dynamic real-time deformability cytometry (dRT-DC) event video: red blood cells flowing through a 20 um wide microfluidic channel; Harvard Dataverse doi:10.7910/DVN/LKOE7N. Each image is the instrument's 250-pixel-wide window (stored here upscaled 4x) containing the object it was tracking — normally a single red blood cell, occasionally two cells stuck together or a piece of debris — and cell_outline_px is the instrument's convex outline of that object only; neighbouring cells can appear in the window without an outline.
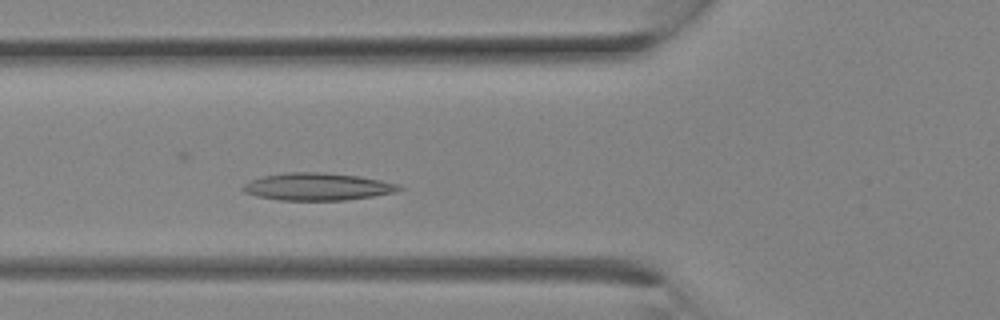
{"species": "Egyptian fruit bat (a non-hibernating species)", "species_latin": "Rousettus aegyptiacus", "temperature_condition": "room temperature", "stored_images_in_passage": 7, "camera_frame_rate_fps": 3000, "um_per_image_px": 0.085, "animal": {"sex": "female"}, "frame": {"image": 1, "passage_image": 7, "time_ms": 2.0, "image_size_px": [1000, 320], "cell_outline_px": [[404, 188], [396, 192], [372, 196], [344, 200], [276, 200], [256, 196], [244, 192], [240, 188], [244, 184], [252, 180], [264, 176], [288, 172], [324, 172], [360, 176], [400, 184]], "centroid_in_image_um": [26.99, 15.87], "position_along_channel_um": 98.8, "area_um2": 24.97}}